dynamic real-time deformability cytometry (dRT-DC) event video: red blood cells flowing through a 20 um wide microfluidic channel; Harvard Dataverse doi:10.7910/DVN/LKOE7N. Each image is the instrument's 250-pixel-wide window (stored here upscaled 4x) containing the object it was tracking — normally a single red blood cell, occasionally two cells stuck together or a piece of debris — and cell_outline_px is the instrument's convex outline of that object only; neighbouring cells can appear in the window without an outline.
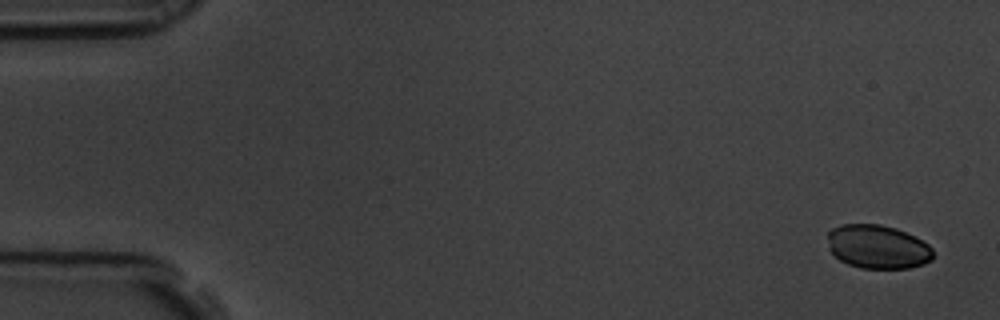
{"species": "common noctule bat (a hibernating species)", "species_latin": "Nyctalus noctula", "temperature_condition": "room temperature", "stored_images_in_passage": 15, "camera_frame_rate_fps": 3000, "um_per_image_px": 0.085, "animal": {"sex": "male", "body_mass_g": 19.5, "forearm_length_mm": 54.6}, "frame": {"image": 1, "passage_image": 1, "time_ms": 0.0, "image_size_px": [1000, 320], "cell_outline_px": [[932, 260], [924, 264], [908, 268], [860, 268], [848, 264], [840, 260], [828, 248], [828, 232], [832, 228], [840, 224], [880, 224], [896, 228], [928, 244], [932, 248]], "centroid_in_image_um": [74.58, 20.97], "position_along_channel_um": 10.4, "area_um2": 26.82}}
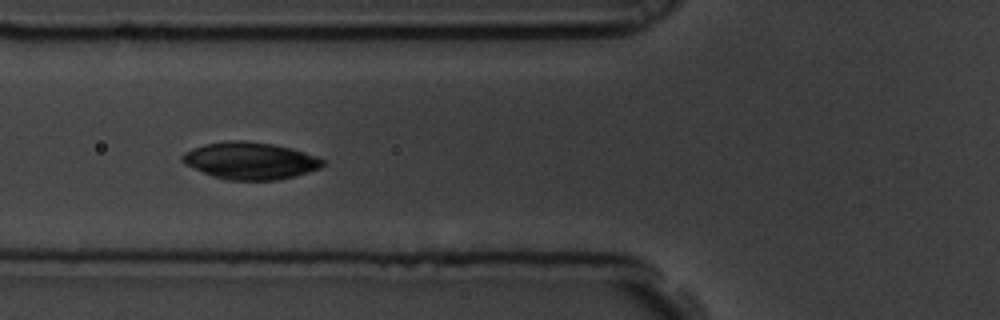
{"frame": {"image": 2, "passage_image": 6, "time_ms": 1.667, "image_size_px": [1000, 320], "cell_outline_px": [[324, 164], [320, 168], [296, 176], [276, 180], [228, 180], [212, 176], [184, 164], [180, 160], [180, 156], [184, 152], [192, 148], [204, 144], [228, 140], [240, 140], [272, 144], [304, 152], [316, 156], [324, 160]], "centroid_in_image_um": [21.22, 13.66], "position_along_channel_um": 104.6, "area_um2": 30.35}}
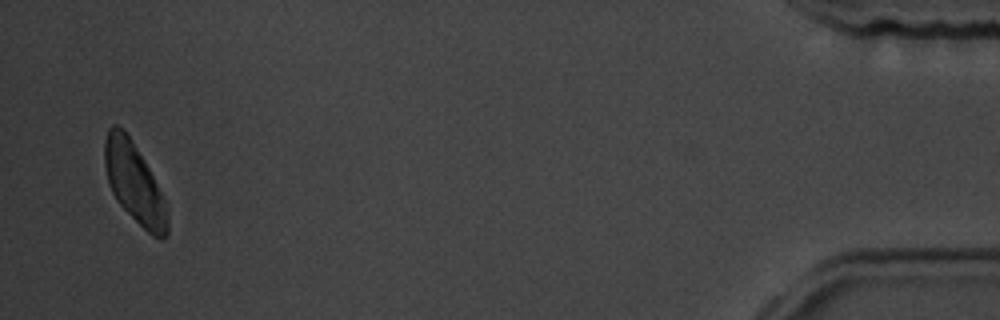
{"frame": {"image": 3, "passage_image": 15, "time_ms": 4.667, "image_size_px": [1000, 320], "cell_outline_px": [[168, 232], [164, 240], [160, 240], [152, 236], [116, 200], [108, 184], [104, 164], [104, 140], [108, 128], [112, 124], [116, 124], [124, 128], [132, 140], [144, 160], [160, 192], [168, 216]], "centroid_in_image_um": [11.38, 15.52], "position_along_channel_um": 423.8, "area_um2": 29.07}}